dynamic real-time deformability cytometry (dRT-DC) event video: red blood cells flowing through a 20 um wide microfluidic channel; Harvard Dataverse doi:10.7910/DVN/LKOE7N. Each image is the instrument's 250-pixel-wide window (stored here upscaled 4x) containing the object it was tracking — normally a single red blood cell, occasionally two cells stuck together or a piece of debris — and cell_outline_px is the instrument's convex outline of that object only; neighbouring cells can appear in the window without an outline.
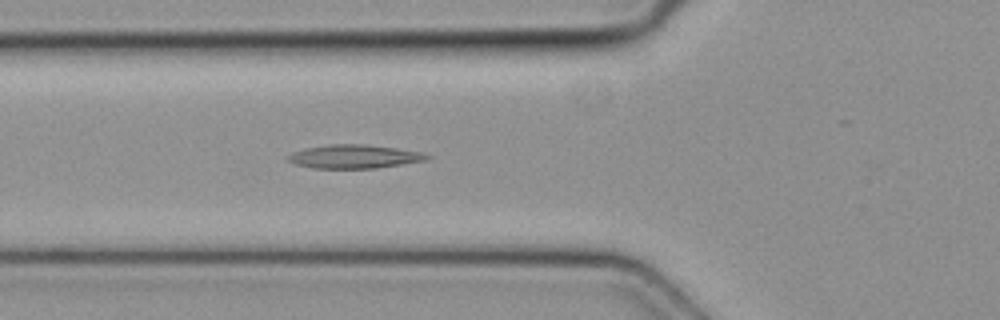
{"species": "common noctule bat (a hibernating species)", "species_latin": "Nyctalus noctula", "temperature_condition": "cold", "stored_images_in_passage": 4, "camera_frame_rate_fps": 3000, "um_per_image_px": 0.085, "animal": {"sex": "female", "body_mass_g": 19.3, "forearm_length_mm": 54.1}, "frame": {"image": 1, "passage_image": 4, "time_ms": 1.0, "image_size_px": [1000, 320], "cell_outline_px": [[432, 156], [428, 160], [376, 168], [312, 168], [296, 164], [288, 160], [284, 156], [292, 152], [308, 148], [332, 144], [364, 144], [396, 148], [420, 152]], "centroid_in_image_um": [30.11, 13.31], "position_along_channel_um": 95.7, "area_um2": 19.02}}